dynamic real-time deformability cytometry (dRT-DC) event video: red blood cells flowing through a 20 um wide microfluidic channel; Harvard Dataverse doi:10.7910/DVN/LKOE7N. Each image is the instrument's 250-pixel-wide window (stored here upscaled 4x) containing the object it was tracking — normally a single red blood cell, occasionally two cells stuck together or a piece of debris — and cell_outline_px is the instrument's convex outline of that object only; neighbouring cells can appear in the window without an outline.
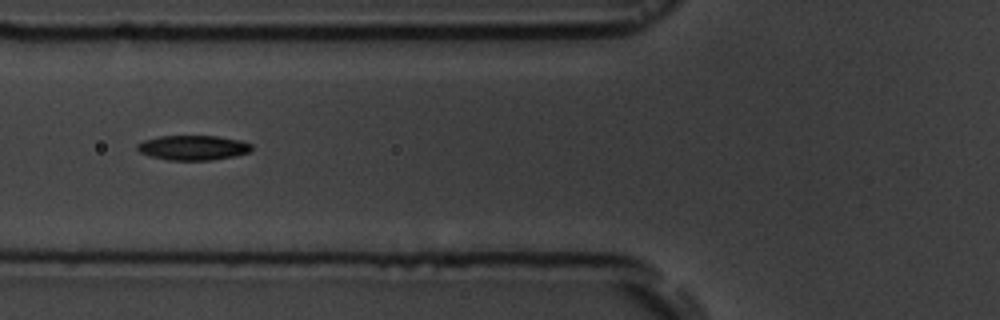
{"species": "common noctule bat (a hibernating species)", "species_latin": "Nyctalus noctula", "temperature_condition": "room temperature", "stored_images_in_passage": 8, "camera_frame_rate_fps": 3000, "um_per_image_px": 0.085, "animal": {"sex": "male", "body_mass_g": 19.5, "forearm_length_mm": 54.6}, "frame": {"image": 1, "passage_image": 4, "time_ms": 3.333, "image_size_px": [1000, 320], "cell_outline_px": [[252, 148], [248, 152], [236, 156], [212, 160], [168, 160], [148, 156], [140, 152], [136, 148], [136, 144], [144, 140], [160, 136], [216, 136], [240, 140], [252, 144]], "centroid_in_image_um": [16.39, 12.56], "position_along_channel_um": 109.4, "area_um2": 16.59}}
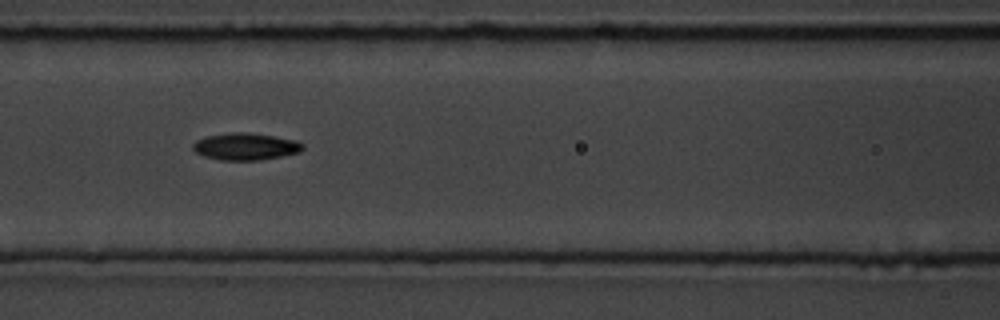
{"frame": {"image": 2, "passage_image": 5, "time_ms": 4.333, "image_size_px": [1000, 320], "cell_outline_px": [[304, 148], [300, 152], [280, 156], [256, 160], [220, 160], [204, 156], [196, 152], [192, 148], [192, 144], [196, 140], [208, 136], [232, 132], [248, 132], [296, 140], [304, 144]], "centroid_in_image_um": [20.86, 12.45], "position_along_channel_um": 145.7, "area_um2": 17.17}}
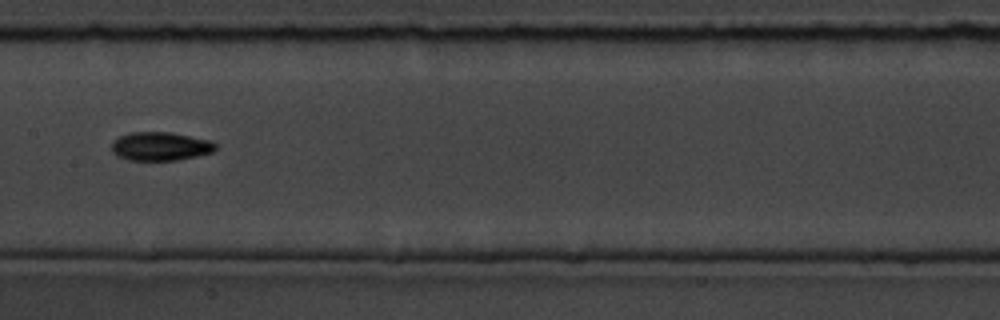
{"frame": {"image": 3, "passage_image": 6, "time_ms": 5.667, "image_size_px": [1000, 320], "cell_outline_px": [[216, 148], [212, 152], [196, 156], [176, 160], [128, 160], [116, 156], [112, 152], [112, 140], [128, 132], [172, 132], [212, 140], [216, 144]], "centroid_in_image_um": [13.62, 12.42], "position_along_channel_um": 193.8, "area_um2": 17.51}}